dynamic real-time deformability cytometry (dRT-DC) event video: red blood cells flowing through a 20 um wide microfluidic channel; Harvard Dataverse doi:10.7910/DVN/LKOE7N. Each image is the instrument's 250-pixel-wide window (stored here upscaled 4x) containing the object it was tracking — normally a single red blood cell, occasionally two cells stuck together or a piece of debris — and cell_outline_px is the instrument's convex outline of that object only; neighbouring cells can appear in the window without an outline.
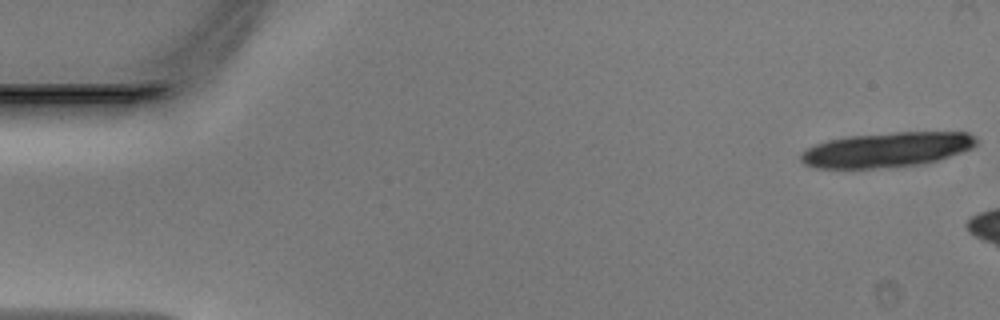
{"species": "Egyptian fruit bat (a non-hibernating species)", "species_latin": "Rousettus aegyptiacus", "temperature_condition": "warm", "stored_images_in_passage": 5, "camera_frame_rate_fps": 3000, "um_per_image_px": 0.085, "animal": {"sex": "male"}, "frame": {"image": 1, "passage_image": 1, "time_ms": 0.0, "image_size_px": [1000, 320], "cell_outline_px": [[976, 144], [972, 148], [936, 160], [920, 164], [872, 168], [816, 168], [804, 164], [800, 160], [800, 156], [808, 148], [816, 144], [828, 140], [848, 136], [892, 132], [968, 132], [976, 140]], "centroid_in_image_um": [75.34, 12.72], "position_along_channel_um": 9.7, "area_um2": 35.2}}